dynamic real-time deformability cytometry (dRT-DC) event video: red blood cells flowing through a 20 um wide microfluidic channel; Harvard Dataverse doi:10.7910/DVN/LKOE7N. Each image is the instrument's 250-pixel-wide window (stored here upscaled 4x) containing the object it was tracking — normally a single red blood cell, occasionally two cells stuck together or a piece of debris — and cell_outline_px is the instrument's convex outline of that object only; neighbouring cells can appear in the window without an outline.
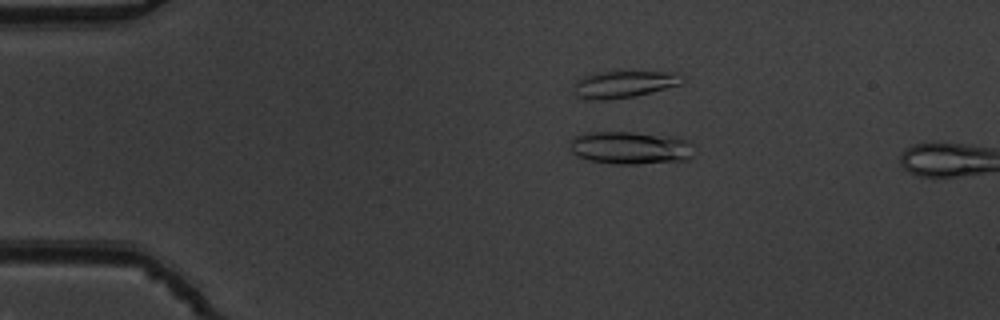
{"species": "common noctule bat (a hibernating species)", "species_latin": "Nyctalus noctula", "temperature_condition": "warm", "stored_images_in_passage": 13, "camera_frame_rate_fps": 3000, "um_per_image_px": 0.085, "animal": {"sex": "male", "body_mass_g": 19.5, "forearm_length_mm": 54.6}, "frame": {"image": 1, "passage_image": 11, "time_ms": 3.333, "image_size_px": [1000, 320], "cell_outline_px": [[692, 156], [688, 160], [636, 164], [612, 164], [588, 160], [576, 156], [568, 148], [572, 136], [588, 132], [632, 132], [676, 136], [688, 140], [692, 144]], "centroid_in_image_um": [53.56, 12.56], "position_along_channel_um": 31.4, "area_um2": 24.22}}